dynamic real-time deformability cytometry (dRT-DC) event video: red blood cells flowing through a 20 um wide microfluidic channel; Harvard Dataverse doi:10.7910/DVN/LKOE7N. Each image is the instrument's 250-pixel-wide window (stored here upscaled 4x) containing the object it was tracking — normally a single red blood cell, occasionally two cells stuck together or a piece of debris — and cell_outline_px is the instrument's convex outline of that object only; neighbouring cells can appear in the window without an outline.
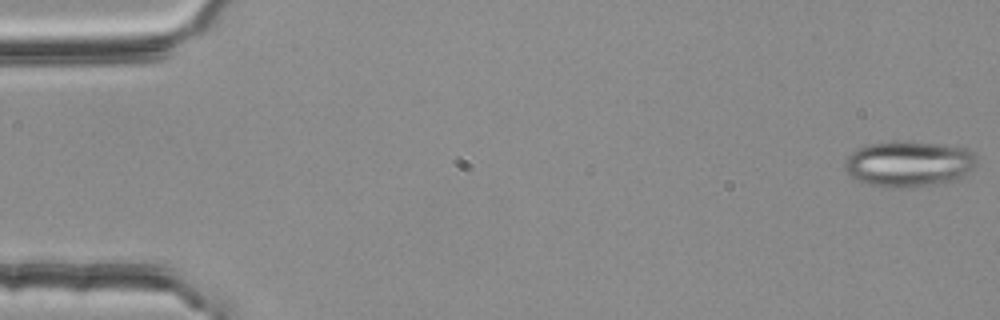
{"species": "common noctule bat (a hibernating species)", "species_latin": "Nyctalus noctula", "temperature_condition": "room temperature", "stored_images_in_passage": 54, "camera_frame_rate_fps": 3000, "um_per_image_px": 0.085, "animal": {"sex": "female", "body_mass_g": 25.1}, "frame": {"image": 1, "passage_image": 1, "time_ms": 0.0, "image_size_px": [1000, 320], "cell_outline_px": [[976, 164], [960, 180], [944, 184], [904, 188], [884, 188], [868, 184], [856, 180], [844, 168], [844, 160], [856, 148], [868, 144], [900, 140], [904, 140], [940, 144], [968, 148], [976, 156]], "centroid_in_image_um": [77.26, 13.94], "position_along_channel_um": 7.7, "area_um2": 36.07}}
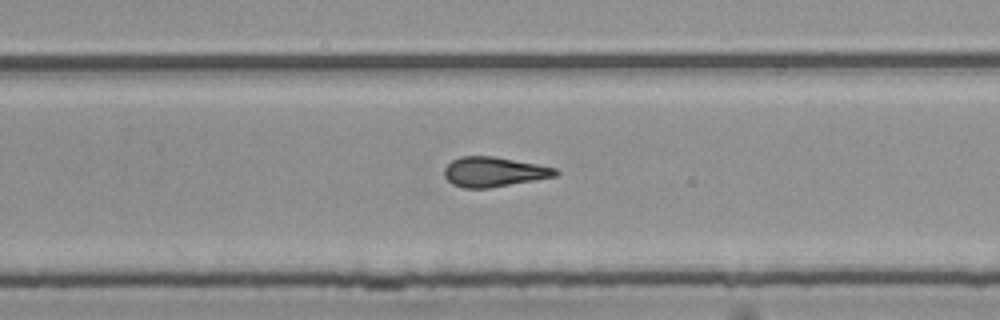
{"frame": {"image": 2, "passage_image": 35, "time_ms": 11.333, "image_size_px": [1000, 320], "cell_outline_px": [[560, 172], [556, 176], [488, 188], [464, 188], [452, 184], [444, 176], [444, 168], [452, 160], [460, 156], [496, 156], [556, 168]], "centroid_in_image_um": [41.95, 14.6], "position_along_channel_um": 287.8, "area_um2": 19.25}}
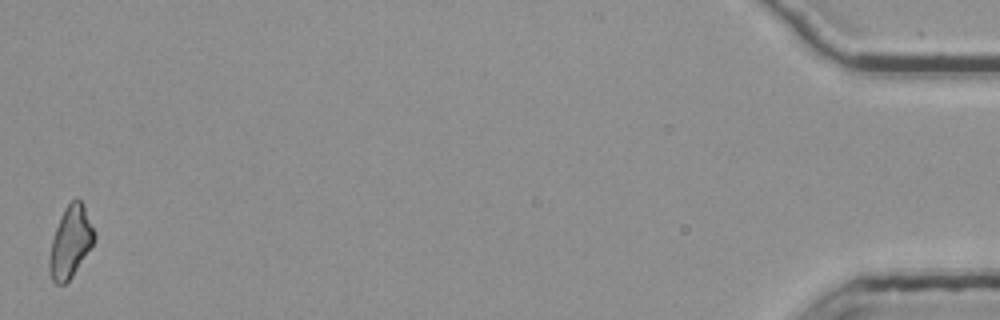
{"frame": {"image": 3, "passage_image": 54, "time_ms": 17.667, "image_size_px": [1000, 320], "cell_outline_px": [[96, 240], [72, 276], [64, 284], [56, 284], [52, 280], [48, 268], [48, 260], [52, 240], [60, 216], [64, 208], [76, 196], [84, 204], [96, 232]], "centroid_in_image_um": [6.01, 20.53], "position_along_channel_um": 429.2, "area_um2": 18.9}, "authors_computed_cell_mechanics": {"area_um2": 19.7676, "velocity_mm_per_s": 3.7897, "shape_relaxation_time_tau1_ms": null, "shape_relaxation_time_tau2_ms": 2.1246, "deformation_change_tau1": null, "deformation_change_tau2": 0.1131}}